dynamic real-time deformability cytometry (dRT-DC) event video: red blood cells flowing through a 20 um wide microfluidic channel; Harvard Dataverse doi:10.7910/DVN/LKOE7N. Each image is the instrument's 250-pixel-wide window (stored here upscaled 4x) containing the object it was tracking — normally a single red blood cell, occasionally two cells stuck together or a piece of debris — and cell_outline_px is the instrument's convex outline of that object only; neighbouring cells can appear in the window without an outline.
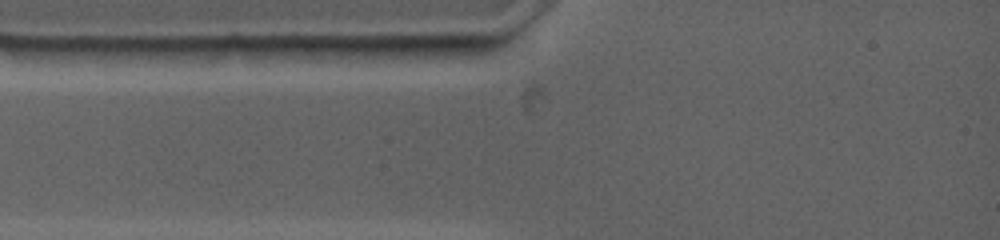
{"species": "common noctule bat (a hibernating species)", "species_latin": "Nyctalus noctula", "temperature_condition": "warm", "stored_images_in_passage": 2, "camera_frame_rate_fps": 4500, "um_per_image_px": 0.085, "animal": {"sex": "female", "body_mass_g": 19.0, "forearm_length_mm": 53.3}, "frame": {"image": 1, "passage_image": 1, "time_ms": 0.0, "image_size_px": [1000, 240], "cell_outline_px": [[452, 48], [424, 56], [376, 64], [336, 64], [316, 56], [300, 48], [296, 44], [452, 44]], "centroid_in_image_um": [31.56, 4.44], "position_along_channel_um": 53.4, "area_um2": 16.24}}